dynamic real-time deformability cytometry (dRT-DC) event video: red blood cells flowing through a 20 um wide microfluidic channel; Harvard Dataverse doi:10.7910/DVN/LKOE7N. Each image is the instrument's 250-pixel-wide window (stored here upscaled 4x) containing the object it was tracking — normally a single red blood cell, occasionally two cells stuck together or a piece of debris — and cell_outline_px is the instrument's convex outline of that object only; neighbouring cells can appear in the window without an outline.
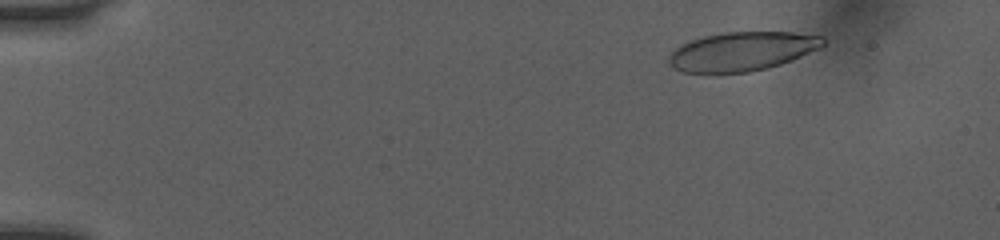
{"species": "human", "species_latin": "Homo sapiens", "temperature_condition": "room temperature", "stored_images_in_passage": 11, "camera_frame_rate_fps": 3000, "um_per_image_px": 0.085, "donor": {"sex": "female"}, "frame": {"image": 1, "passage_image": 1, "time_ms": 0.0, "image_size_px": [1000, 240], "cell_outline_px": [[824, 44], [820, 48], [792, 60], [768, 68], [748, 72], [716, 76], [680, 72], [668, 64], [668, 56], [680, 44], [688, 40], [704, 36], [724, 32], [792, 32], [824, 36]], "centroid_in_image_um": [62.99, 4.41], "position_along_channel_um": 22.0, "area_um2": 36.07}}